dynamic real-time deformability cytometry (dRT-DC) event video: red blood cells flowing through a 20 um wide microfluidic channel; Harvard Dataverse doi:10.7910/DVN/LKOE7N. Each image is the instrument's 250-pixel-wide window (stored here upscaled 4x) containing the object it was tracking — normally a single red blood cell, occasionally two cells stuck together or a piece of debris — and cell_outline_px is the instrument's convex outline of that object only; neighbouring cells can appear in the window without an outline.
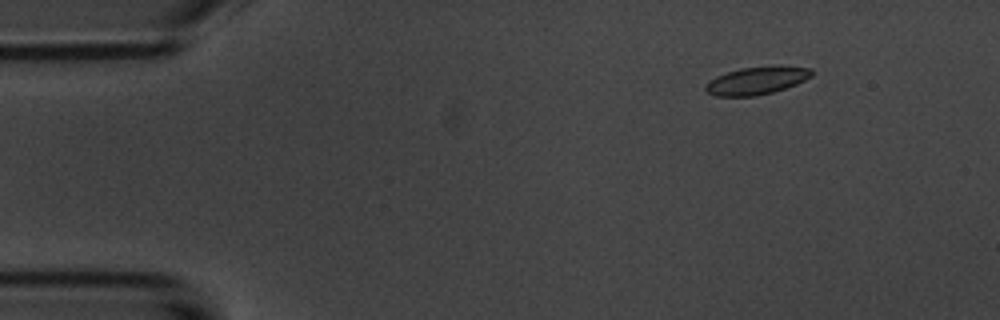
{"species": "common noctule bat (a hibernating species)", "species_latin": "Nyctalus noctula", "temperature_condition": "room temperature", "stored_images_in_passage": 4, "camera_frame_rate_fps": 3000, "um_per_image_px": 0.085, "animal": {"sex": "male", "body_mass_g": 20.1, "forearm_length_mm": 53.5}, "frame": {"image": 1, "passage_image": 4, "time_ms": 4.333, "image_size_px": [1000, 320], "cell_outline_px": [[812, 76], [796, 84], [772, 92], [756, 96], [716, 96], [708, 92], [704, 88], [704, 84], [708, 80], [716, 76], [740, 68], [772, 64], [780, 64], [812, 68]], "centroid_in_image_um": [64.33, 6.81], "position_along_channel_um": 20.7, "area_um2": 17.57}}